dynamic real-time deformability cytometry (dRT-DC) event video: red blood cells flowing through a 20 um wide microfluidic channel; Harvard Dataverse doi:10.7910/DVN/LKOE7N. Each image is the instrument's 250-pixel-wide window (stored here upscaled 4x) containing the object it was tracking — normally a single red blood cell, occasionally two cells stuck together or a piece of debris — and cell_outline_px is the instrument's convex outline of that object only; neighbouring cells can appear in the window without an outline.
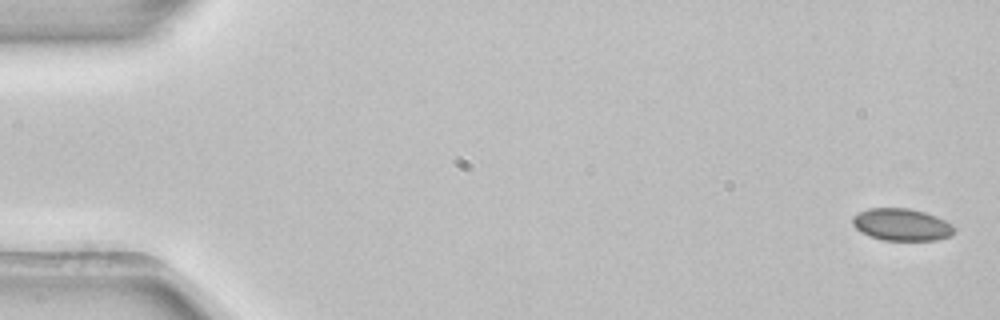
{"species": "common noctule bat (a hibernating species)", "species_latin": "Nyctalus noctula", "temperature_condition": "room temperature", "stored_images_in_passage": 4, "camera_frame_rate_fps": 3000, "um_per_image_px": 0.085, "animal": {"sex": "female", "body_mass_g": 22.7, "forearm_length_mm": 54.2}, "frame": {"image": 1, "passage_image": 1, "time_ms": 0.0, "image_size_px": [1000, 320], "cell_outline_px": [[956, 228], [952, 236], [936, 240], [884, 240], [868, 236], [860, 232], [852, 224], [852, 216], [868, 208], [908, 208], [924, 212], [936, 216], [952, 224]], "centroid_in_image_um": [76.64, 19.1], "position_along_channel_um": 8.4, "area_um2": 19.19}}
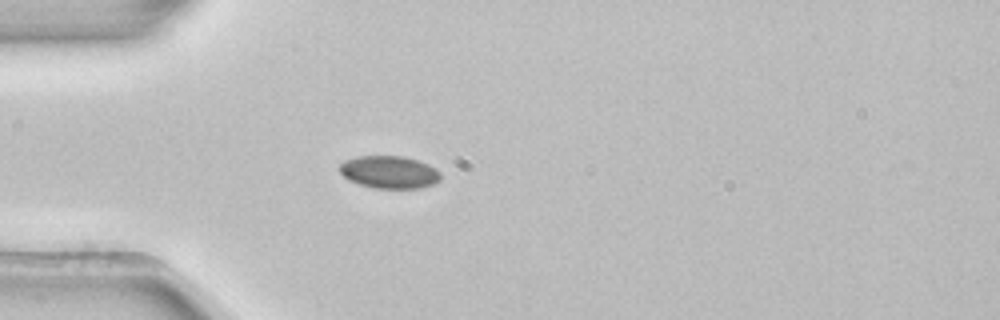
{"frame": {"image": 2, "passage_image": 4, "time_ms": 1.0, "image_size_px": [1000, 320], "cell_outline_px": [[440, 180], [432, 184], [420, 188], [372, 188], [348, 180], [340, 172], [340, 164], [344, 160], [356, 156], [404, 156], [428, 164], [436, 168], [440, 172]], "centroid_in_image_um": [33.08, 14.62], "position_along_channel_um": 51.9, "area_um2": 19.19}}